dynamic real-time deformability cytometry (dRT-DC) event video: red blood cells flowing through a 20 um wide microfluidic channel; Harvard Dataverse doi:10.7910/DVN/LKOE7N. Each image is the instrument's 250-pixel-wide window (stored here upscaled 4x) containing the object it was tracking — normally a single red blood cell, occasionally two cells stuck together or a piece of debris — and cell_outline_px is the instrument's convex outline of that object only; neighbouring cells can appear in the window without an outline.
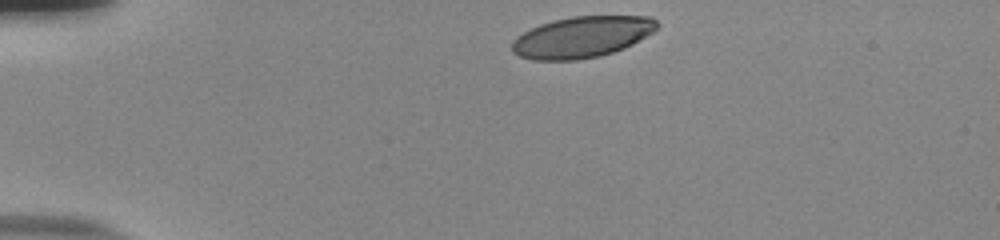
{"species": "human", "species_latin": "Homo sapiens", "temperature_condition": "room temperature", "stored_images_in_passage": 35, "camera_frame_rate_fps": 3000, "um_per_image_px": 0.085, "donor": {"sex": "male"}, "frame": {"image": 1, "passage_image": 1, "time_ms": 0.0, "image_size_px": [1000, 240], "cell_outline_px": [[660, 24], [652, 32], [632, 44], [624, 48], [600, 56], [576, 60], [532, 60], [520, 56], [512, 52], [512, 44], [516, 36], [540, 24], [552, 20], [572, 16], [652, 16]], "centroid_in_image_um": [49.46, 3.14], "position_along_channel_um": 35.5, "area_um2": 34.8}}
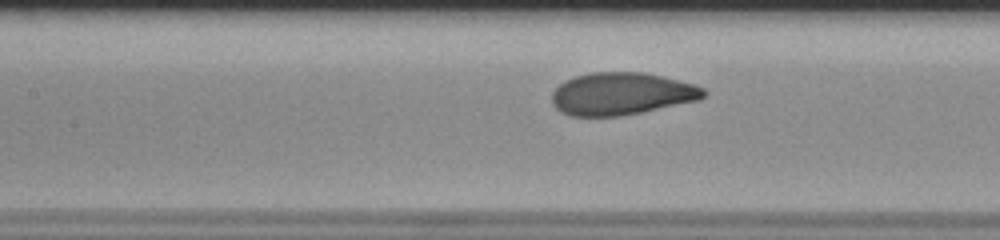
{"frame": {"image": 2, "passage_image": 15, "time_ms": 4.667, "image_size_px": [1000, 240], "cell_outline_px": [[708, 92], [700, 100], [620, 116], [568, 116], [560, 112], [552, 104], [552, 92], [560, 84], [576, 76], [592, 72], [644, 72], [696, 84], [704, 88]], "centroid_in_image_um": [52.85, 7.97], "position_along_channel_um": 154.6, "area_um2": 37.57}}
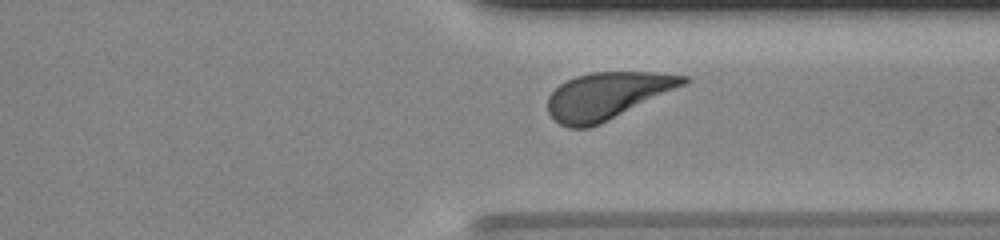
{"frame": {"image": 3, "passage_image": 31, "time_ms": 10.0, "image_size_px": [1000, 240], "cell_outline_px": [[692, 80], [684, 84], [600, 124], [588, 128], [568, 128], [560, 124], [548, 112], [548, 96], [560, 84], [576, 76], [592, 72], [652, 72], [688, 76]], "centroid_in_image_um": [51.58, 8.13], "position_along_channel_um": 359.8, "area_um2": 36.47}, "authors_computed_cell_mechanics": {"area_um2": 37.57, "velocity_mm_per_s": 3.8446, "shape_relaxation_time_tau1_ms": 3.0568, "shape_relaxation_time_tau2_ms": null, "deformation_change_tau1": 0.151, "deformation_change_tau2": null}}